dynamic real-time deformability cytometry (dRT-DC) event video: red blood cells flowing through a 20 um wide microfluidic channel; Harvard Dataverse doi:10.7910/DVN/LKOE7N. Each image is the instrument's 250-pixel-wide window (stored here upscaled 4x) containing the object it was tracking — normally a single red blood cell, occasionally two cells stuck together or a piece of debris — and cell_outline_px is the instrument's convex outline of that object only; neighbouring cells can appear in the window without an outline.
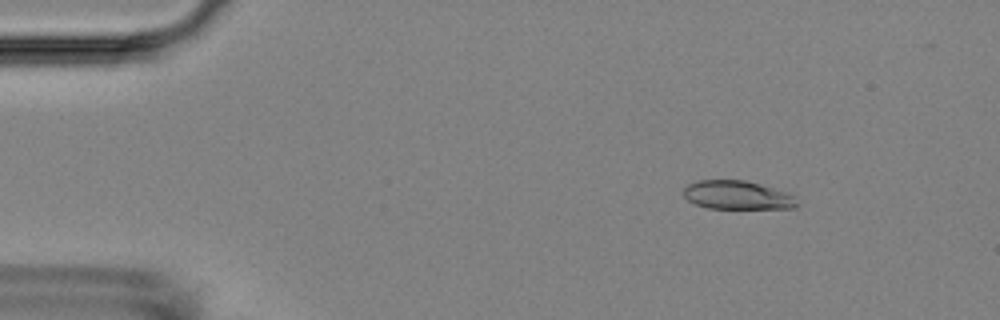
{"species": "Egyptian fruit bat (a non-hibernating species)", "species_latin": "Rousettus aegyptiacus", "temperature_condition": "room temperature", "stored_images_in_passage": 6, "camera_frame_rate_fps": 3000, "um_per_image_px": 0.085, "animal": {"sex": "female"}, "frame": {"image": 1, "passage_image": 2, "time_ms": 1.0, "image_size_px": [1000, 320], "cell_outline_px": [[796, 208], [708, 208], [696, 204], [688, 200], [684, 196], [684, 188], [688, 184], [696, 180], [744, 180], [760, 184], [784, 192], [792, 196], [796, 204]], "centroid_in_image_um": [62.6, 16.58], "position_along_channel_um": 22.4, "area_um2": 18.55}}
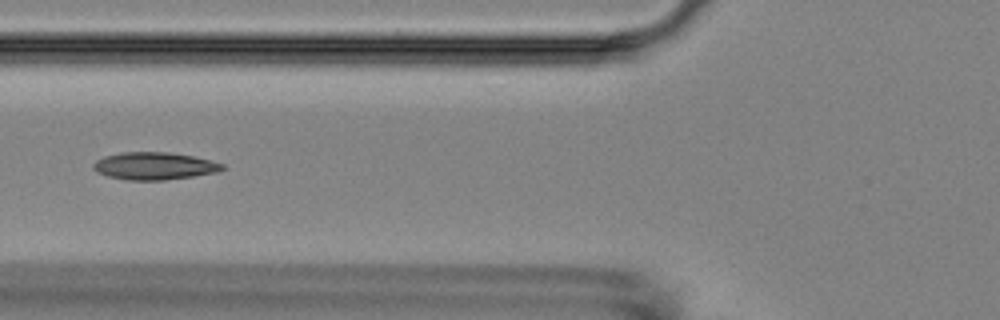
{"frame": {"image": 2, "passage_image": 6, "time_ms": 5.667, "image_size_px": [1000, 320], "cell_outline_px": [[224, 168], [220, 172], [164, 180], [128, 180], [108, 176], [96, 172], [92, 168], [92, 164], [96, 160], [104, 156], [120, 152], [168, 152], [192, 156], [224, 164]], "centroid_in_image_um": [13.08, 14.1], "position_along_channel_um": 112.7, "area_um2": 20.63}}